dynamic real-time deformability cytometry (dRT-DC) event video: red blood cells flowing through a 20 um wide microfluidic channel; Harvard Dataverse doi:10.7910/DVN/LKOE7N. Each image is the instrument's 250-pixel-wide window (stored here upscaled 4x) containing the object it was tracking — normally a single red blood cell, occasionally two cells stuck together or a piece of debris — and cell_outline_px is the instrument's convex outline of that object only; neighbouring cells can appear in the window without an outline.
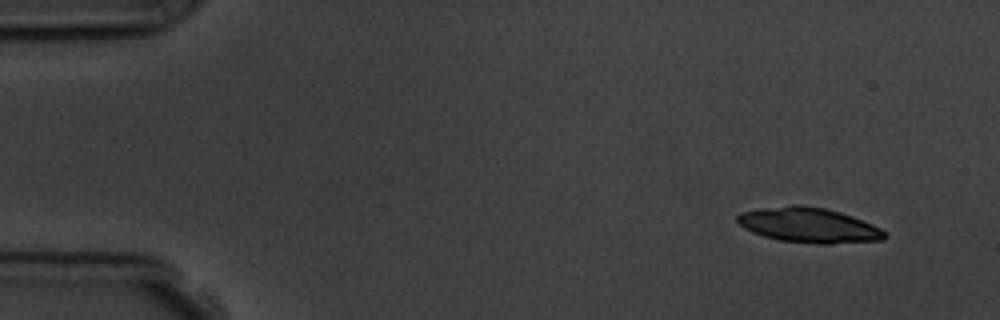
{"species": "common noctule bat (a hibernating species)", "species_latin": "Nyctalus noctula", "temperature_condition": "room temperature", "stored_images_in_passage": 4, "camera_frame_rate_fps": 3000, "um_per_image_px": 0.085, "animal": {"sex": "male", "body_mass_g": 19.5, "forearm_length_mm": 54.6}, "frame": {"image": 1, "passage_image": 1, "time_ms": 0.0, "image_size_px": [1000, 320], "cell_outline_px": [[888, 236], [884, 240], [832, 244], [820, 244], [780, 240], [764, 236], [752, 232], [744, 228], [736, 220], [736, 216], [740, 212], [764, 208], [792, 204], [800, 204], [824, 208], [840, 212], [852, 216], [872, 224], [880, 228]], "centroid_in_image_um": [68.76, 19.14], "position_along_channel_um": 16.2, "area_um2": 30.06}}